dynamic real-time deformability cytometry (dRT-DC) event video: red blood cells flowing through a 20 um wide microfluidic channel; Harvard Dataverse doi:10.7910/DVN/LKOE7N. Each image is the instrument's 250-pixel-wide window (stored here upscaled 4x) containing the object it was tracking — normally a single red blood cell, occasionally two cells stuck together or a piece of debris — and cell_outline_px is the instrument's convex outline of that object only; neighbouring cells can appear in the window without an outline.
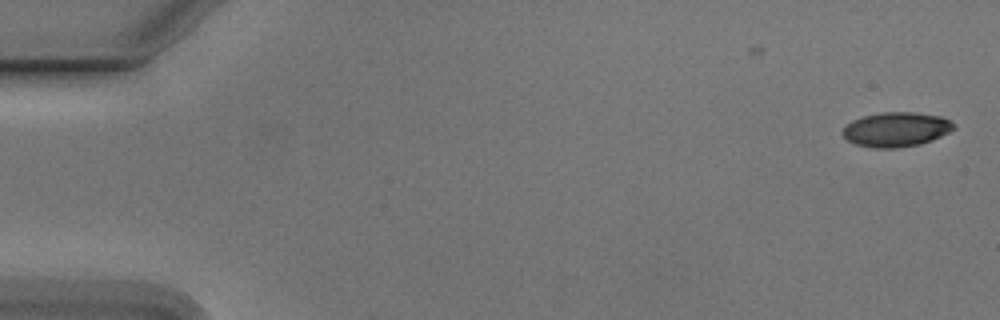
{"species": "Egyptian fruit bat (a non-hibernating species)", "species_latin": "Rousettus aegyptiacus", "temperature_condition": "cold", "stored_images_in_passage": 12, "camera_frame_rate_fps": 3000, "um_per_image_px": 0.085, "animal": {"sex": "male"}, "frame": {"image": 1, "passage_image": 1, "time_ms": 0.0, "image_size_px": [1000, 320], "cell_outline_px": [[956, 128], [932, 140], [920, 144], [896, 148], [876, 148], [856, 144], [848, 140], [840, 132], [852, 120], [864, 116], [880, 112], [912, 112], [940, 116], [952, 120], [956, 124]], "centroid_in_image_um": [76.2, 10.99], "position_along_channel_um": 8.8, "area_um2": 22.37}}